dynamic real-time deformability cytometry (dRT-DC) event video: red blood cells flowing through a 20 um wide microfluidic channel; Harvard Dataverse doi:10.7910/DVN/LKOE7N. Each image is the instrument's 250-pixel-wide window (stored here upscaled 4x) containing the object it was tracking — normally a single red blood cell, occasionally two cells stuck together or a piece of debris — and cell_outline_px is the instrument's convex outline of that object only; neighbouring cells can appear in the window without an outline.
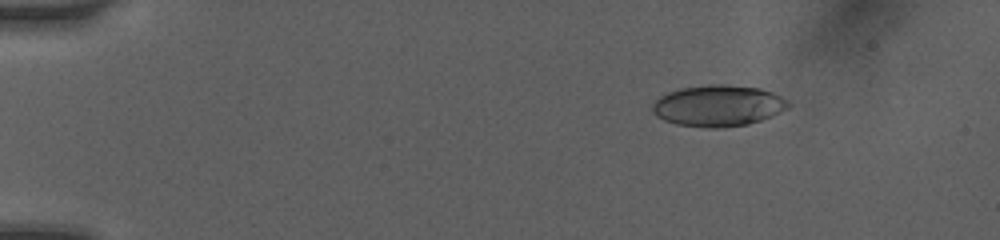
{"species": "human", "species_latin": "Homo sapiens", "temperature_condition": "room temperature", "stored_images_in_passage": 45, "camera_frame_rate_fps": 3000, "um_per_image_px": 0.085, "donor": {"sex": "female"}, "frame": {"image": 1, "passage_image": 8, "time_ms": 2.333, "image_size_px": [1000, 240], "cell_outline_px": [[792, 104], [788, 108], [772, 116], [748, 124], [716, 128], [708, 128], [676, 124], [664, 120], [656, 116], [652, 112], [652, 104], [660, 96], [668, 92], [680, 88], [708, 84], [724, 84], [760, 88], [772, 92], [788, 100]], "centroid_in_image_um": [61.04, 8.98], "position_along_channel_um": 24.0, "area_um2": 32.83}}
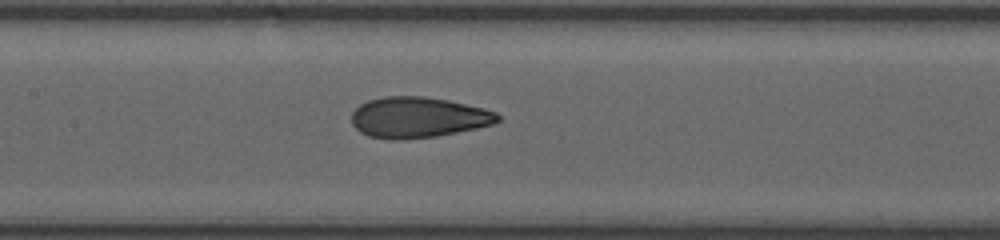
{"frame": {"image": 2, "passage_image": 22, "time_ms": 8.333, "image_size_px": [1000, 240], "cell_outline_px": [[500, 120], [492, 124], [476, 128], [436, 136], [396, 140], [388, 140], [368, 136], [360, 132], [352, 124], [352, 112], [360, 104], [368, 100], [384, 96], [424, 96], [448, 100], [484, 108], [496, 112], [500, 116]], "centroid_in_image_um": [35.51, 9.97], "position_along_channel_um": 171.9, "area_um2": 34.74}}
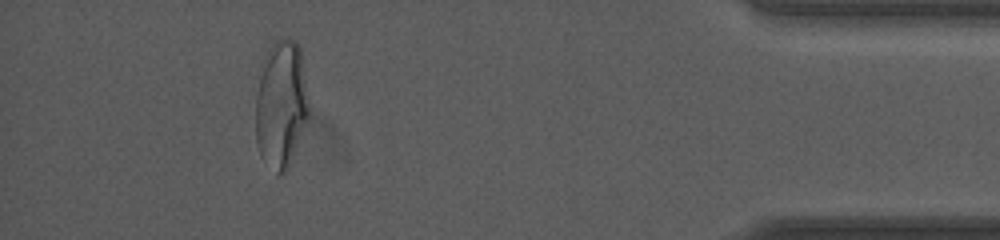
{"frame": {"image": 3, "passage_image": 41, "time_ms": 15.333, "image_size_px": [1000, 240], "cell_outline_px": [[308, 116], [288, 168], [284, 172], [276, 172], [260, 156], [256, 144], [256, 92], [260, 64], [272, 44], [276, 40], [296, 40], [300, 48], [308, 108]], "centroid_in_image_um": [23.85, 8.85], "position_along_channel_um": 411.4, "area_um2": 38.96}, "authors_computed_cell_mechanics": {"area_um2": 33.6974, "velocity_mm_per_s": 4.1129, "shape_relaxation_time_tau1_ms": 4.071, "shape_relaxation_time_tau2_ms": 0.5827, "deformation_change_tau1": 0.1642, "deformation_change_tau2": 0.0616}}